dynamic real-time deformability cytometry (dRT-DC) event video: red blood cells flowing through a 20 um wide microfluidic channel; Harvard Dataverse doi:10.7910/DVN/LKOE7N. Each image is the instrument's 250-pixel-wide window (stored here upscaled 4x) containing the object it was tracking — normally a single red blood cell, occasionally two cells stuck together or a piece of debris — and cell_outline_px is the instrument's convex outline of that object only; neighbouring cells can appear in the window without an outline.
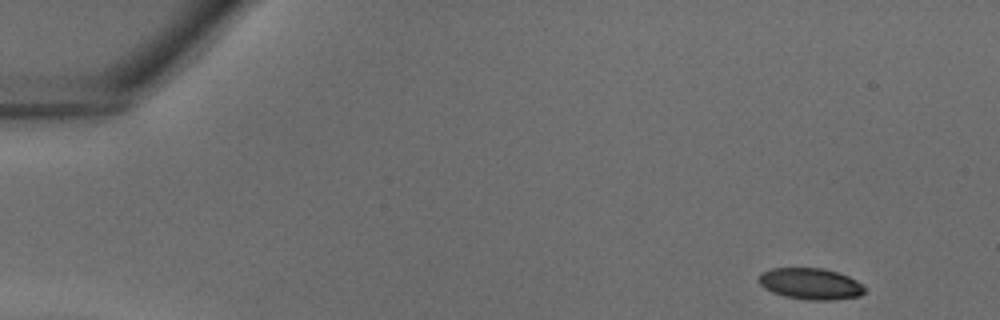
{"species": "common noctule bat (a hibernating species)", "species_latin": "Nyctalus noctula", "temperature_condition": "warm", "stored_images_in_passage": 36, "camera_frame_rate_fps": 3000, "um_per_image_px": 0.085, "animal": {"sex": "male", "body_mass_g": 18.8}, "frame": {"image": 1, "passage_image": 1, "time_ms": 0.0, "image_size_px": [1000, 320], "cell_outline_px": [[868, 288], [860, 296], [836, 300], [808, 300], [784, 296], [772, 292], [764, 288], [760, 284], [760, 272], [772, 268], [824, 268], [848, 276], [856, 280]], "centroid_in_image_um": [68.92, 24.13], "position_along_channel_um": 16.1, "area_um2": 19.48}}
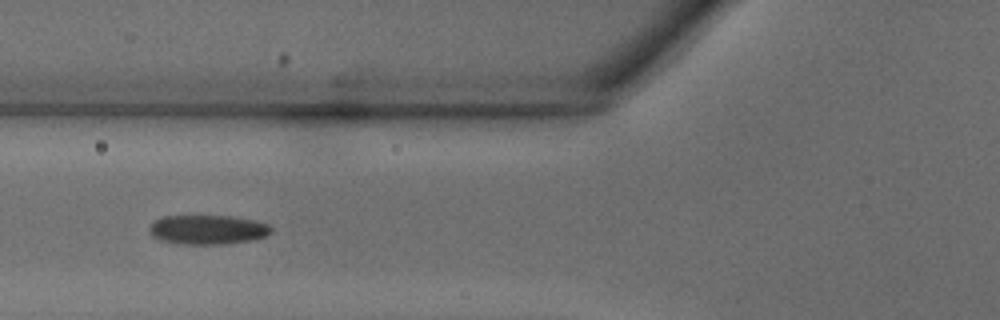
{"frame": {"image": 2, "passage_image": 13, "time_ms": 4.0, "image_size_px": [1000, 320], "cell_outline_px": [[272, 232], [264, 236], [252, 240], [224, 244], [184, 244], [160, 240], [152, 236], [148, 228], [156, 220], [164, 216], [232, 216], [252, 220], [268, 224], [272, 228]], "centroid_in_image_um": [17.65, 19.52], "position_along_channel_um": 108.1, "area_um2": 20.69}}
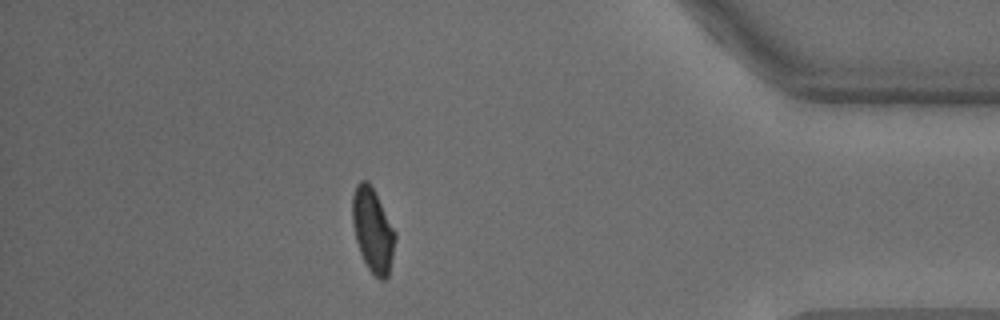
{"frame": {"image": 3, "passage_image": 32, "time_ms": 10.333, "image_size_px": [1000, 320], "cell_outline_px": [[396, 236], [388, 276], [384, 280], [380, 280], [368, 268], [360, 252], [356, 240], [352, 224], [352, 196], [356, 184], [360, 180], [368, 180], [396, 232]], "centroid_in_image_um": [31.67, 19.54], "position_along_channel_um": 403.5, "area_um2": 20.69}}